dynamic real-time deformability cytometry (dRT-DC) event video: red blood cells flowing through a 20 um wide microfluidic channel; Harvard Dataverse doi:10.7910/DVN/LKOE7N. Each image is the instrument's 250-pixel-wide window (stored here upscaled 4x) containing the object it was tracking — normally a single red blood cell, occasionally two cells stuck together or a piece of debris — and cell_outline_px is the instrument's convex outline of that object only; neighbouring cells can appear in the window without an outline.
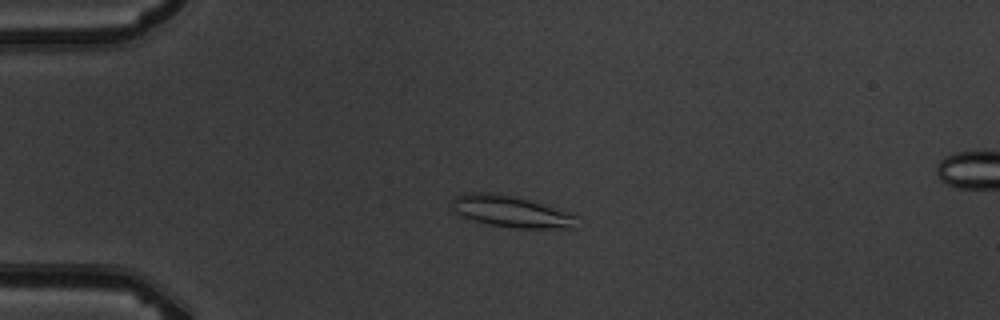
{"species": "common noctule bat (a hibernating species)", "species_latin": "Nyctalus noctula", "temperature_condition": "warm", "stored_images_in_passage": 7, "camera_frame_rate_fps": 3000, "um_per_image_px": 0.085, "animal": {"sex": "male", "body_mass_g": 19.5, "forearm_length_mm": 54.6}, "frame": {"image": 1, "passage_image": 5, "time_ms": 4.667, "image_size_px": [1000, 320], "cell_outline_px": [[580, 228], [512, 228], [488, 224], [464, 216], [456, 212], [452, 208], [452, 200], [456, 196], [464, 192], [484, 192], [516, 196], [568, 212], [576, 216]], "centroid_in_image_um": [43.48, 17.98], "position_along_channel_um": 41.5, "area_um2": 22.83}}